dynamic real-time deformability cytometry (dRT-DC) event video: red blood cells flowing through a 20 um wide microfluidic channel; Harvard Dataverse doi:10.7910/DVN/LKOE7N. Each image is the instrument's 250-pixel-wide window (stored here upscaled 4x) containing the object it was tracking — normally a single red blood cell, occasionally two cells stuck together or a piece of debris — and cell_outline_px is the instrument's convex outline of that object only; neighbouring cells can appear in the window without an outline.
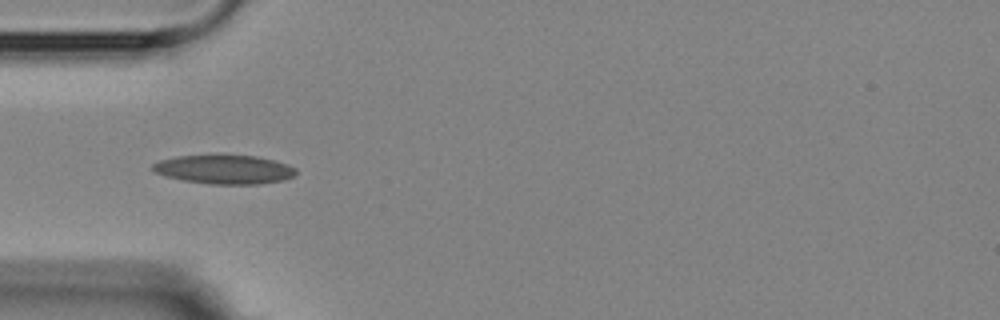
{"species": "Egyptian fruit bat (a non-hibernating species)", "species_latin": "Rousettus aegyptiacus", "temperature_condition": "room temperature", "stored_images_in_passage": 3, "camera_frame_rate_fps": 3000, "um_per_image_px": 0.085, "animal": {"sex": "female"}, "frame": {"image": 1, "passage_image": 3, "time_ms": 3.0, "image_size_px": [1000, 320], "cell_outline_px": [[296, 176], [284, 180], [260, 184], [208, 184], [184, 180], [164, 176], [156, 172], [152, 168], [152, 164], [160, 160], [176, 156], [256, 156], [288, 164], [296, 168]], "centroid_in_image_um": [19.1, 14.42], "position_along_channel_um": 65.9, "area_um2": 23.99}}